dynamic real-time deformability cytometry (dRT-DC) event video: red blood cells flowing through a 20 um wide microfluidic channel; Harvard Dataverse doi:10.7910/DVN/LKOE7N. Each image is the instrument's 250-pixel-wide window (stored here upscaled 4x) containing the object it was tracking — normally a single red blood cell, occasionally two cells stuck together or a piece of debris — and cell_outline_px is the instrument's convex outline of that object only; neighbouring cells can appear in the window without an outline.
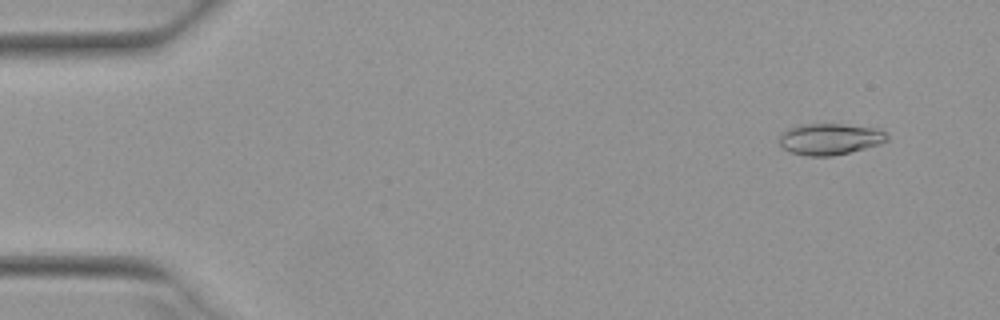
{"species": "Egyptian fruit bat (a non-hibernating species)", "species_latin": "Rousettus aegyptiacus", "temperature_condition": "warm", "stored_images_in_passage": 52, "camera_frame_rate_fps": 3000, "um_per_image_px": 0.085, "animal": {"sex": "female"}, "frame": {"image": 1, "passage_image": 4, "time_ms": 1.0, "image_size_px": [1000, 320], "cell_outline_px": [[888, 140], [880, 144], [832, 156], [808, 156], [792, 152], [784, 148], [780, 144], [780, 132], [788, 128], [804, 124], [844, 124], [880, 128], [888, 136]], "centroid_in_image_um": [70.55, 11.8], "position_along_channel_um": 14.4, "area_um2": 19.65}}
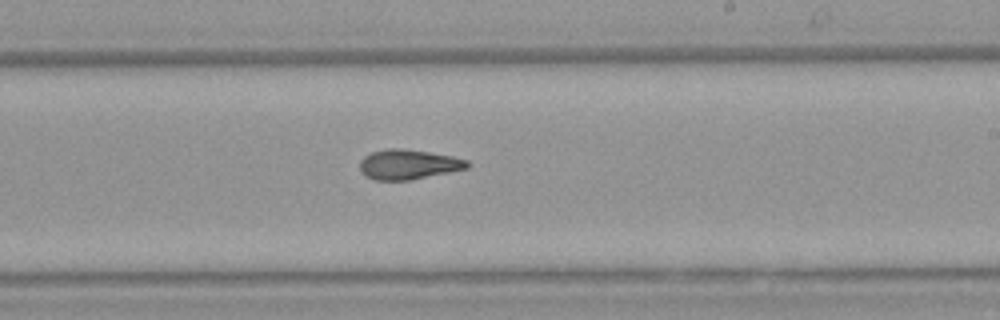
{"frame": {"image": 2, "passage_image": 31, "time_ms": 10.0, "image_size_px": [1000, 320], "cell_outline_px": [[472, 164], [468, 168], [408, 180], [376, 180], [364, 176], [360, 172], [360, 160], [364, 156], [372, 152], [388, 148], [404, 148], [452, 156], [468, 160]], "centroid_in_image_um": [34.69, 13.97], "position_along_channel_um": 254.3, "area_um2": 18.73}}
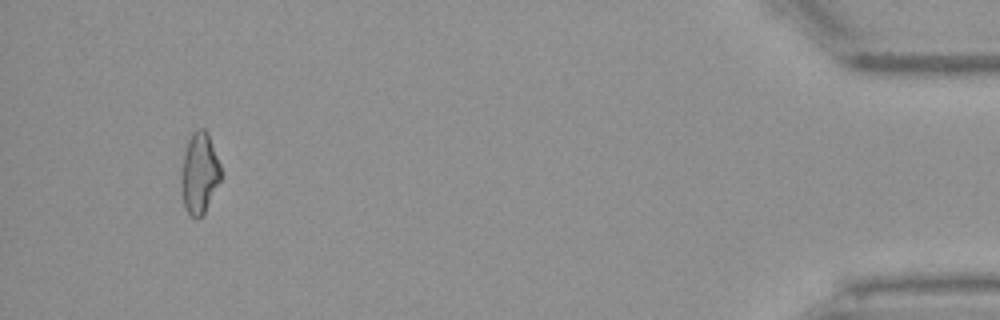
{"frame": {"image": 3, "passage_image": 49, "time_ms": 16.0, "image_size_px": [1000, 320], "cell_outline_px": [[220, 180], [204, 212], [196, 220], [184, 208], [180, 184], [180, 176], [184, 152], [188, 140], [192, 132], [196, 128], [204, 128], [208, 132], [220, 164]], "centroid_in_image_um": [16.92, 14.69], "position_along_channel_um": 418.3, "area_um2": 18.73}, "authors_computed_cell_mechanics": {"area_um2": 18.785, "velocity_mm_per_s": 3.9603, "shape_relaxation_time_tau1_ms": null, "shape_relaxation_time_tau2_ms": 2.9118, "deformation_change_tau1": null, "deformation_change_tau2": 0.1099}}